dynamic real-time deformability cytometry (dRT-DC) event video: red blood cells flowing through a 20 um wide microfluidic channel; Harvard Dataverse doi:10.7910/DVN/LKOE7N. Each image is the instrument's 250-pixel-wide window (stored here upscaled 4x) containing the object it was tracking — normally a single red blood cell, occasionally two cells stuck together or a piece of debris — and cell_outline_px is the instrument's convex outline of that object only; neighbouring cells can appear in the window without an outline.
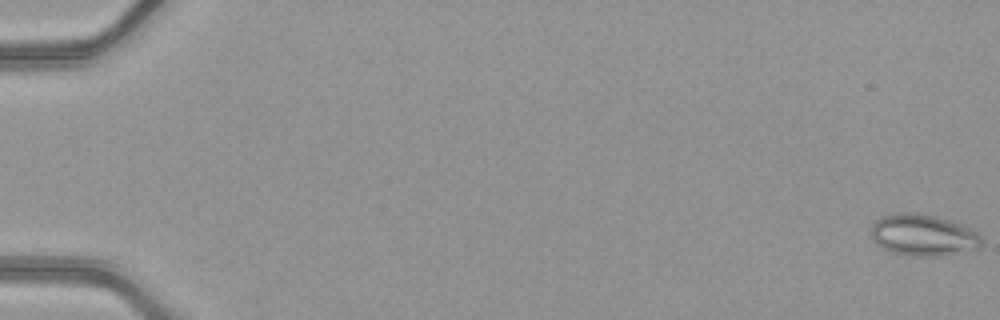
{"species": "common noctule bat (a hibernating species)", "species_latin": "Nyctalus noctula", "temperature_condition": "warm", "stored_images_in_passage": 51, "camera_frame_rate_fps": 3000, "um_per_image_px": 0.085, "animal": {"sex": "female", "body_mass_g": 21.9}, "frame": {"image": 1, "passage_image": 1, "time_ms": 0.0, "image_size_px": [1000, 320], "cell_outline_px": [[984, 244], [980, 248], [936, 256], [912, 256], [892, 252], [876, 244], [872, 240], [872, 224], [880, 216], [892, 212], [920, 212], [936, 216], [960, 224], [976, 232], [980, 236]], "centroid_in_image_um": [78.43, 19.96], "position_along_channel_um": 6.6, "area_um2": 26.88}}
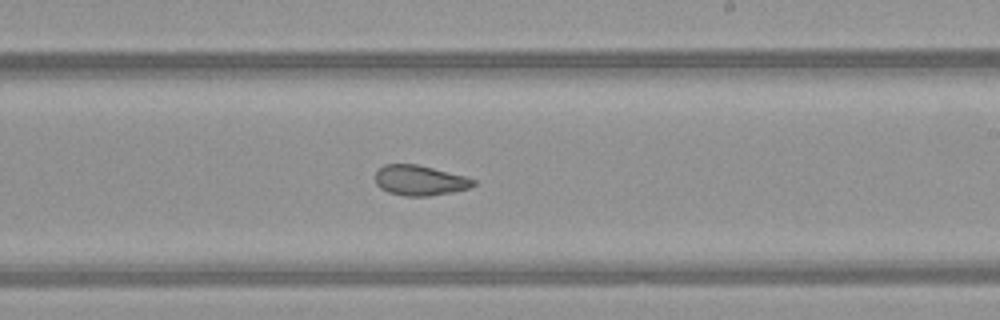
{"frame": {"image": 2, "passage_image": 32, "time_ms": 10.333, "image_size_px": [1000, 320], "cell_outline_px": [[476, 184], [468, 188], [452, 192], [428, 196], [404, 196], [388, 192], [380, 188], [376, 184], [376, 172], [384, 164], [416, 164], [464, 176], [476, 180]], "centroid_in_image_um": [35.67, 15.34], "position_along_channel_um": 253.3, "area_um2": 17.11}}
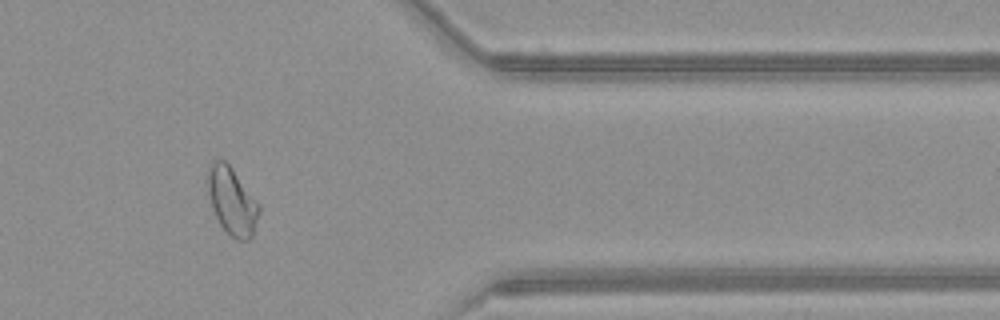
{"frame": {"image": 3, "passage_image": 43, "time_ms": 14.0, "image_size_px": [1000, 320], "cell_outline_px": [[260, 208], [252, 236], [248, 240], [240, 240], [232, 236], [220, 224], [212, 208], [208, 188], [208, 168], [212, 160], [224, 160], [232, 168], [260, 204]], "centroid_in_image_um": [19.73, 17.07], "position_along_channel_um": 391.7, "area_um2": 19.77}, "authors_computed_cell_mechanics": {"area_um2": 21.7328, "velocity_mm_per_s": 4.2198, "shape_relaxation_time_tau1_ms": null, "shape_relaxation_time_tau2_ms": 1.613, "deformation_change_tau1": null, "deformation_change_tau2": 0.082}}